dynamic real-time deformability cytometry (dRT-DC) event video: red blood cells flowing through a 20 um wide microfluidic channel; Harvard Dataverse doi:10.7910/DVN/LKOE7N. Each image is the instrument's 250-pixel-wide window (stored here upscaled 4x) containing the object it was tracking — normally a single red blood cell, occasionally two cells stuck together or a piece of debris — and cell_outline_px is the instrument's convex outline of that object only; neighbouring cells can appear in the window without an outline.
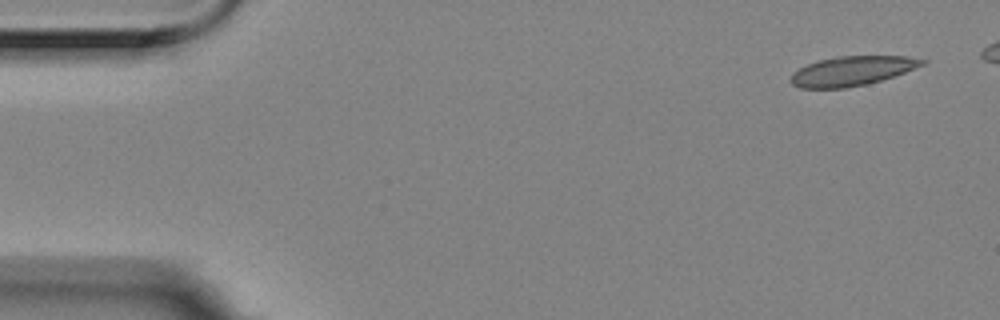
{"species": "Egyptian fruit bat (a non-hibernating species)", "species_latin": "Rousettus aegyptiacus", "temperature_condition": "room temperature", "stored_images_in_passage": 5, "camera_frame_rate_fps": 3000, "um_per_image_px": 0.085, "animal": {"sex": "female"}, "frame": {"image": 1, "passage_image": 1, "time_ms": 0.0, "image_size_px": [1000, 320], "cell_outline_px": [[928, 60], [924, 64], [904, 72], [880, 80], [864, 84], [844, 88], [800, 88], [792, 84], [788, 80], [792, 72], [808, 64], [820, 60], [836, 56], [908, 56]], "centroid_in_image_um": [72.38, 6.02], "position_along_channel_um": 12.6, "area_um2": 22.37}}